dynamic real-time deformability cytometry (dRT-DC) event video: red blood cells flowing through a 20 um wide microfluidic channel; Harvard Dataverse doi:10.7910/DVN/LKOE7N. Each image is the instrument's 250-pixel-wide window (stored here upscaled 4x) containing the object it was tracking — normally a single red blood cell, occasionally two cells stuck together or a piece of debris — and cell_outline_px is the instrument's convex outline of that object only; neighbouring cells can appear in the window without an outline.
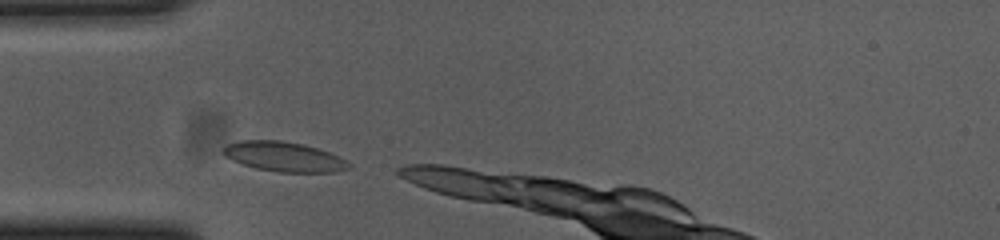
{"species": "common noctule bat (a hibernating species)", "species_latin": "Nyctalus noctula", "temperature_condition": "cold", "stored_images_in_passage": 4, "camera_frame_rate_fps": 3000, "um_per_image_px": 0.085, "animal": {"sex": "female", "body_mass_g": 23.0, "forearm_length_mm": 53.4}, "frame": {"image": 1, "passage_image": 1, "time_ms": 0.0, "image_size_px": [1000, 240], "cell_outline_px": [[352, 168], [336, 172], [280, 172], [256, 168], [232, 160], [224, 156], [220, 152], [228, 144], [240, 140], [280, 140], [300, 144], [316, 148], [328, 152], [352, 164]], "centroid_in_image_um": [24.12, 13.32], "position_along_channel_um": 60.9, "area_um2": 21.62}}